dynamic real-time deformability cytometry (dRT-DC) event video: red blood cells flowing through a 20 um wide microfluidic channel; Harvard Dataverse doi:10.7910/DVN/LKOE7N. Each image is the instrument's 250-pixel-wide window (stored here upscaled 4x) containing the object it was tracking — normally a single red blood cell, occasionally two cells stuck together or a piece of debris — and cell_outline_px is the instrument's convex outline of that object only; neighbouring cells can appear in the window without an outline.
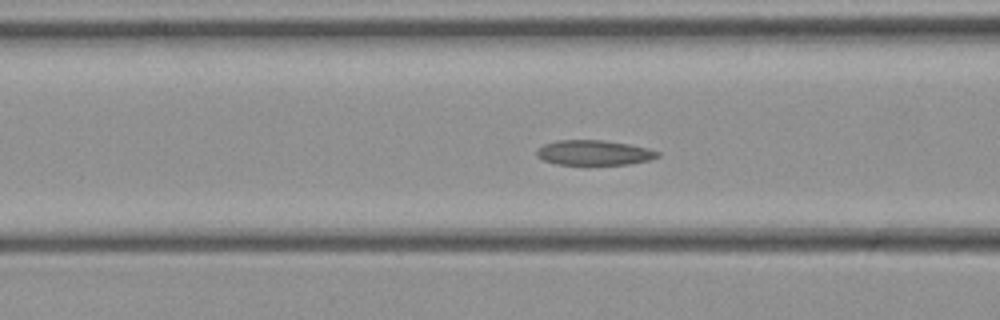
{"species": "common noctule bat (a hibernating species)", "species_latin": "Nyctalus noctula", "temperature_condition": "cold", "stored_images_in_passage": 47, "camera_frame_rate_fps": 3000, "um_per_image_px": 0.085, "animal": {"sex": "female", "body_mass_g": 21.9}, "frame": {"image": 1, "passage_image": 18, "time_ms": 5.667, "image_size_px": [1000, 320], "cell_outline_px": [[660, 156], [652, 160], [628, 164], [588, 168], [556, 164], [544, 160], [536, 156], [536, 148], [544, 144], [556, 140], [604, 140], [628, 144], [648, 148], [660, 152]], "centroid_in_image_um": [50.48, 13.03], "position_along_channel_um": 116.1, "area_um2": 18.73}}
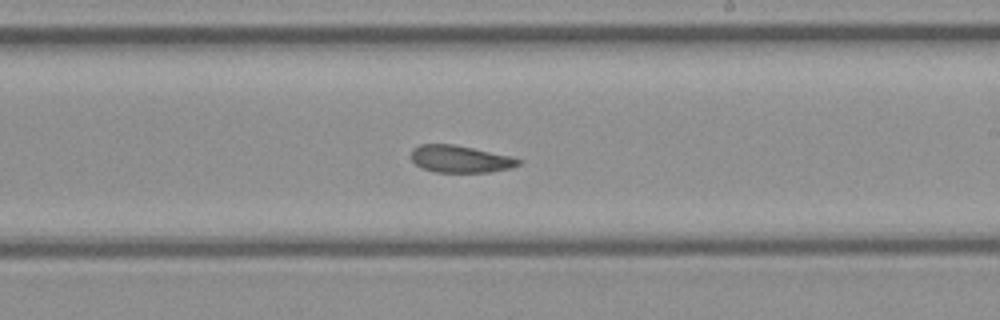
{"frame": {"image": 2, "passage_image": 27, "time_ms": 8.667, "image_size_px": [1000, 320], "cell_outline_px": [[524, 160], [520, 164], [512, 168], [488, 172], [436, 172], [420, 168], [412, 160], [412, 148], [420, 144], [452, 144], [512, 156]], "centroid_in_image_um": [39.14, 13.52], "position_along_channel_um": 249.9, "area_um2": 17.05}}
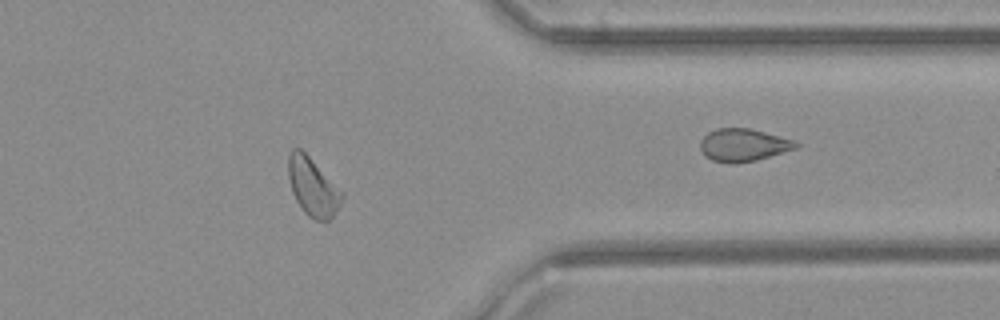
{"frame": {"image": 3, "passage_image": 37, "time_ms": 12.0, "image_size_px": [1000, 320], "cell_outline_px": [[344, 196], [332, 216], [324, 224], [308, 216], [304, 212], [296, 200], [292, 192], [288, 176], [288, 156], [292, 148], [300, 148], [344, 192]], "centroid_in_image_um": [26.58, 15.9], "position_along_channel_um": 384.8, "area_um2": 18.09}}